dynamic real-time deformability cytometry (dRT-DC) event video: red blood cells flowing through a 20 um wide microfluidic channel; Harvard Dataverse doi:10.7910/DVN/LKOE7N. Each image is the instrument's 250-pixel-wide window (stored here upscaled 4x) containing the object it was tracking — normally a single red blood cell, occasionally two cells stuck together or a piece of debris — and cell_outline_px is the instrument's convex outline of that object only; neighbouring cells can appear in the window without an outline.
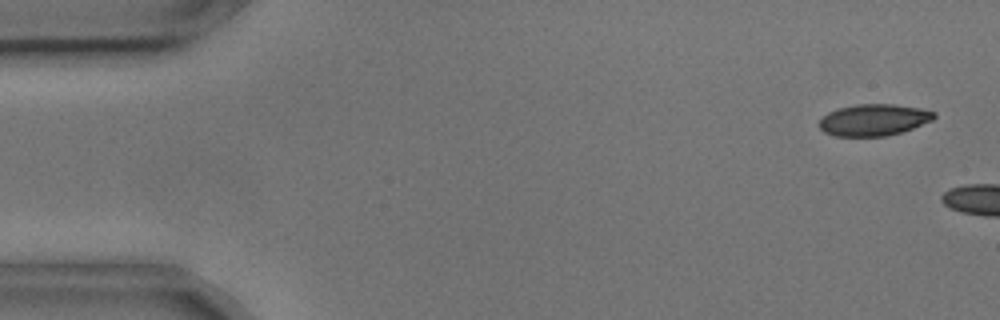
{"species": "common noctule bat (a hibernating species)", "species_latin": "Nyctalus noctula", "temperature_condition": "cold", "stored_images_in_passage": 4, "camera_frame_rate_fps": 3000, "um_per_image_px": 0.085, "animal": {"sex": "male", "body_mass_g": 17.9, "forearm_length_mm": 54.2}, "frame": {"image": 1, "passage_image": 1, "time_ms": 0.0, "image_size_px": [1000, 320], "cell_outline_px": [[936, 116], [932, 120], [912, 128], [900, 132], [884, 136], [836, 136], [824, 132], [820, 128], [820, 120], [828, 112], [836, 108], [856, 104], [892, 104], [920, 108], [936, 112]], "centroid_in_image_um": [74.26, 10.18], "position_along_channel_um": 10.7, "area_um2": 21.04}}